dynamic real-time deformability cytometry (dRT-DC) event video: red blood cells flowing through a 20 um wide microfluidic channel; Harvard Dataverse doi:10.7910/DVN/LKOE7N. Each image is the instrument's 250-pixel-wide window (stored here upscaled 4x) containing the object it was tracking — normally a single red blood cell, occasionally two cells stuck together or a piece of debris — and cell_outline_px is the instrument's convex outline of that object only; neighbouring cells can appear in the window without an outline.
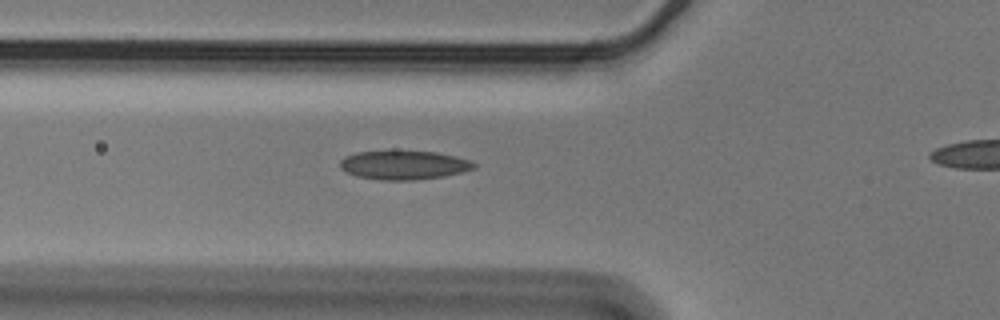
{"species": "Egyptian fruit bat (a non-hibernating species)", "species_latin": "Rousettus aegyptiacus", "temperature_condition": "cold", "stored_images_in_passage": 33, "camera_frame_rate_fps": 3000, "um_per_image_px": 0.085, "animal": {"sex": "male"}, "frame": {"image": 1, "passage_image": 4, "time_ms": 1.0, "image_size_px": [1000, 320], "cell_outline_px": [[476, 168], [464, 172], [444, 176], [416, 180], [380, 180], [356, 176], [340, 168], [340, 160], [344, 156], [356, 152], [436, 152], [456, 156], [472, 160], [476, 164]], "centroid_in_image_um": [34.37, 14.04], "position_along_channel_um": 91.4, "area_um2": 22.48}}
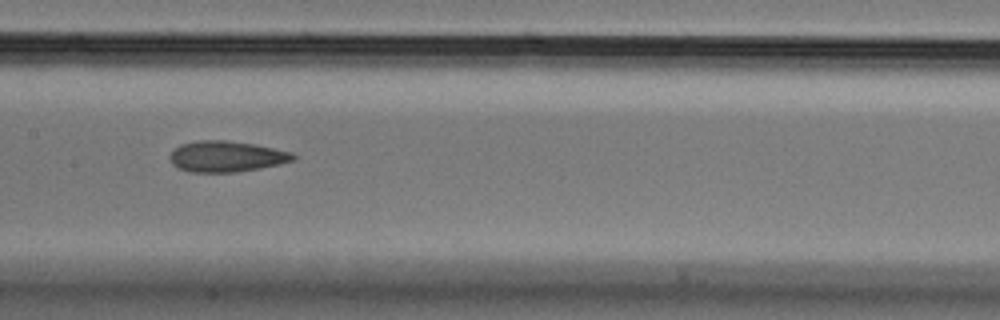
{"frame": {"image": 2, "passage_image": 12, "time_ms": 3.667, "image_size_px": [1000, 320], "cell_outline_px": [[296, 160], [280, 164], [260, 168], [236, 172], [188, 172], [172, 164], [168, 156], [180, 144], [196, 140], [224, 140], [256, 144], [292, 152], [296, 156]], "centroid_in_image_um": [19.26, 13.29], "position_along_channel_um": 188.1, "area_um2": 22.37}}
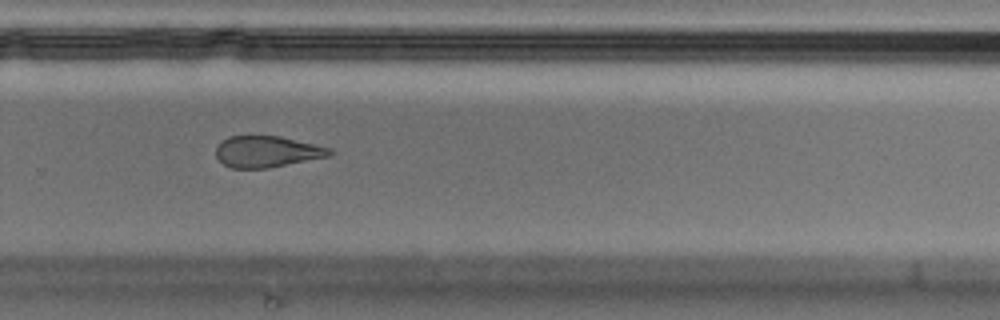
{"frame": {"image": 3, "passage_image": 22, "time_ms": 7.0, "image_size_px": [1000, 320], "cell_outline_px": [[336, 152], [332, 156], [268, 168], [232, 168], [224, 164], [216, 156], [216, 148], [228, 136], [280, 136], [332, 148]], "centroid_in_image_um": [22.77, 12.89], "position_along_channel_um": 307.0, "area_um2": 20.81}}